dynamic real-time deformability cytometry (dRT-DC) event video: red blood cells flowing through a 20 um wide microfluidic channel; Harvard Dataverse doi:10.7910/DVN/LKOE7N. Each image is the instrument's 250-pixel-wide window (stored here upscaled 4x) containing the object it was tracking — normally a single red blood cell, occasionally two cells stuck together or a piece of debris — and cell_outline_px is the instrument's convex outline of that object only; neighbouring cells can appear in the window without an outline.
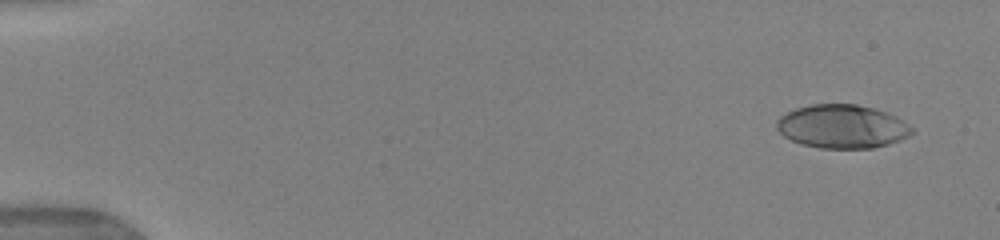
{"species": "human", "species_latin": "Homo sapiens", "temperature_condition": "warm", "stored_images_in_passage": 7, "camera_frame_rate_fps": 3000, "um_per_image_px": 0.085, "donor": {"sex": "female"}, "frame": {"image": 1, "passage_image": 1, "time_ms": 0.0, "image_size_px": [1000, 240], "cell_outline_px": [[916, 132], [900, 140], [888, 144], [872, 148], [820, 148], [800, 144], [784, 136], [776, 128], [776, 120], [780, 116], [796, 108], [812, 104], [856, 104], [872, 108], [896, 116], [912, 128]], "centroid_in_image_um": [71.57, 10.75], "position_along_channel_um": 13.4, "area_um2": 34.22}}
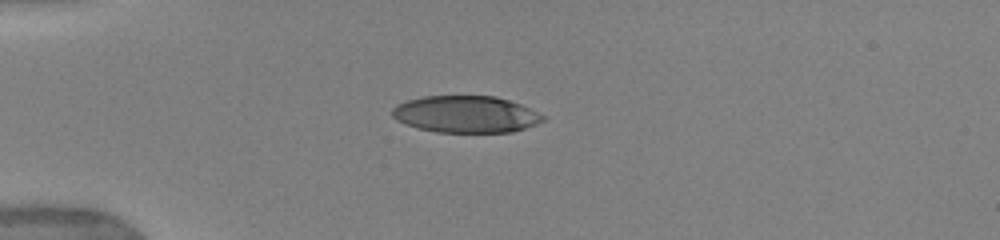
{"frame": {"image": 2, "passage_image": 5, "time_ms": 3.667, "image_size_px": [1000, 240], "cell_outline_px": [[544, 120], [536, 124], [512, 132], [436, 132], [420, 128], [396, 120], [392, 116], [392, 108], [396, 104], [408, 100], [424, 96], [496, 96], [520, 104], [544, 116]], "centroid_in_image_um": [39.57, 9.71], "position_along_channel_um": 45.4, "area_um2": 32.08}}